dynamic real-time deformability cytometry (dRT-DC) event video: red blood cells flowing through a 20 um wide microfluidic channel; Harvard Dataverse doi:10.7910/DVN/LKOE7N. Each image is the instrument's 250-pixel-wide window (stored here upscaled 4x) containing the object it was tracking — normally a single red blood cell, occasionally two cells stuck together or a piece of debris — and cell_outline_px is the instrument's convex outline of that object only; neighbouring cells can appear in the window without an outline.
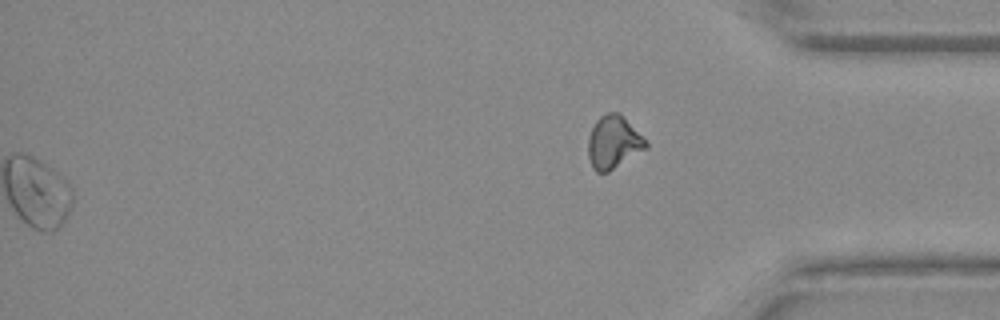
{"species": "Egyptian fruit bat (a non-hibernating species)", "species_latin": "Rousettus aegyptiacus", "temperature_condition": "warm", "stored_images_in_passage": 42, "segment_of_instrument_passage": [2, 2], "camera_frame_rate_fps": 3000, "um_per_image_px": 0.085, "animal": {"sex": "female"}, "frame": {"image": 1, "passage_image": 42, "time_ms": 13.667, "image_size_px": [1000, 320], "cell_outline_px": [[648, 148], [608, 172], [596, 172], [592, 168], [588, 156], [588, 136], [596, 120], [600, 116], [608, 112], [620, 112], [648, 144]], "centroid_in_image_um": [52.12, 12.1], "position_along_channel_um": 383.1, "area_um2": 17.74}}